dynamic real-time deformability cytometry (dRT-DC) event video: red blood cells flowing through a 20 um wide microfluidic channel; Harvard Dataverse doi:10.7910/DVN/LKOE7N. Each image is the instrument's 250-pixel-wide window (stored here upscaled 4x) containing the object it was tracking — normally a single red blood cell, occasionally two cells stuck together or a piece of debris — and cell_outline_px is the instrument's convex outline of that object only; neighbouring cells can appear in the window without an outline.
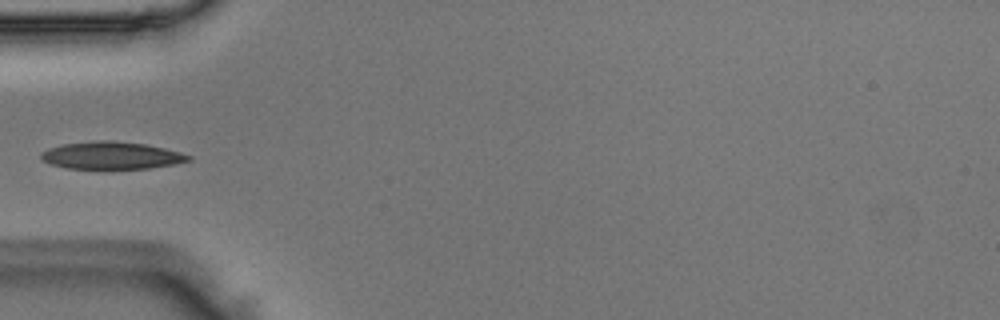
{"species": "Egyptian fruit bat (a non-hibernating species)", "species_latin": "Rousettus aegyptiacus", "temperature_condition": "room temperature", "stored_images_in_passage": 35, "camera_frame_rate_fps": 3000, "um_per_image_px": 0.085, "animal": {"sex": "male"}, "frame": {"image": 1, "passage_image": 1, "time_ms": 0.0, "image_size_px": [1000, 320], "cell_outline_px": [[192, 160], [176, 164], [148, 168], [68, 168], [52, 164], [40, 160], [40, 152], [48, 148], [64, 144], [96, 140], [108, 140], [144, 144], [164, 148], [180, 152], [192, 156]], "centroid_in_image_um": [9.47, 13.21], "position_along_channel_um": 75.5, "area_um2": 23.41}}
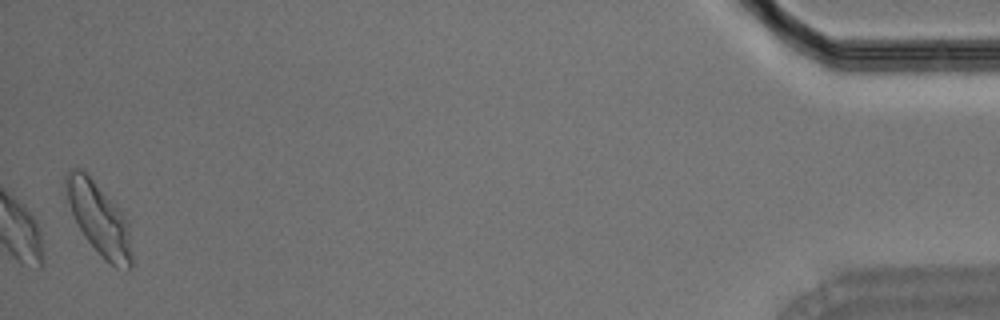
{"frame": {"image": 2, "passage_image": 35, "time_ms": 11.333, "image_size_px": [1000, 320], "cell_outline_px": [[132, 268], [128, 272], [116, 268], [108, 264], [104, 260], [84, 236], [72, 212], [68, 200], [64, 184], [64, 172], [68, 168], [76, 164], [84, 168], [116, 204], [128, 220], [132, 256]], "centroid_in_image_um": [8.41, 18.55], "position_along_channel_um": 426.8, "area_um2": 28.55}}